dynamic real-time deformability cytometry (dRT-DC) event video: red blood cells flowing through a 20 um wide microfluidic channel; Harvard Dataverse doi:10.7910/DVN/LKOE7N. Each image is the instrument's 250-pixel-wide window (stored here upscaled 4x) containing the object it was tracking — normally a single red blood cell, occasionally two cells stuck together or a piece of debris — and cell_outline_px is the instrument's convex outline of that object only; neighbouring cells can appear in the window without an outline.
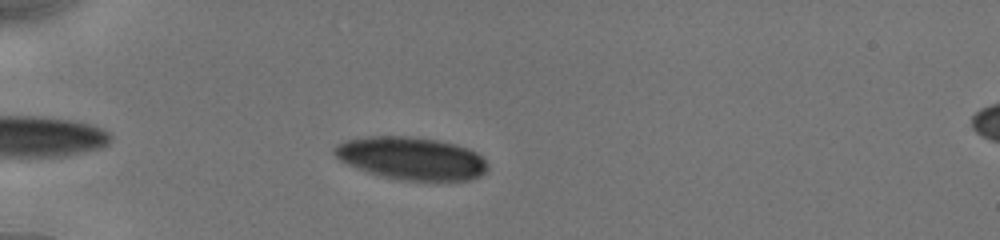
{"species": "human", "species_latin": "Homo sapiens", "temperature_condition": "cold", "stored_images_in_passage": 19, "camera_frame_rate_fps": 3000, "um_per_image_px": 0.085, "donor": {"sex": "male"}, "frame": {"image": 1, "passage_image": 5, "time_ms": 1.333, "image_size_px": [1000, 240], "cell_outline_px": [[488, 168], [480, 176], [472, 180], [400, 180], [380, 176], [368, 172], [348, 164], [340, 160], [332, 152], [332, 148], [336, 144], [344, 140], [368, 136], [408, 136], [436, 140], [456, 144], [468, 148], [476, 152], [488, 164]], "centroid_in_image_um": [34.94, 13.45], "position_along_channel_um": 50.1, "area_um2": 38.21}}
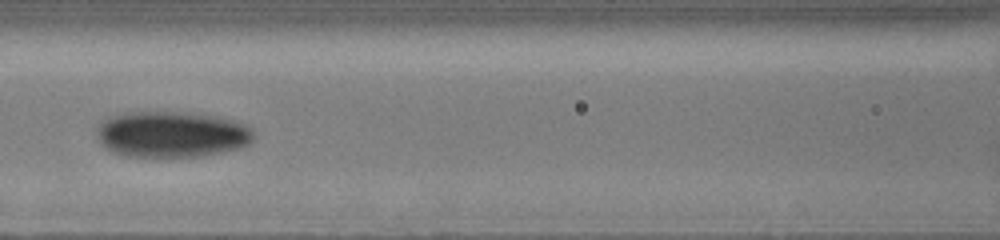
{"frame": {"image": 2, "passage_image": 15, "time_ms": 4.667, "image_size_px": [1000, 240], "cell_outline_px": [[256, 136], [244, 148], [224, 152], [200, 156], [124, 156], [112, 152], [104, 148], [100, 144], [96, 136], [96, 128], [100, 120], [108, 116], [124, 112], [180, 112], [224, 116], [244, 124], [252, 128]], "centroid_in_image_um": [14.58, 11.4], "position_along_channel_um": 152.0, "area_um2": 43.06}}
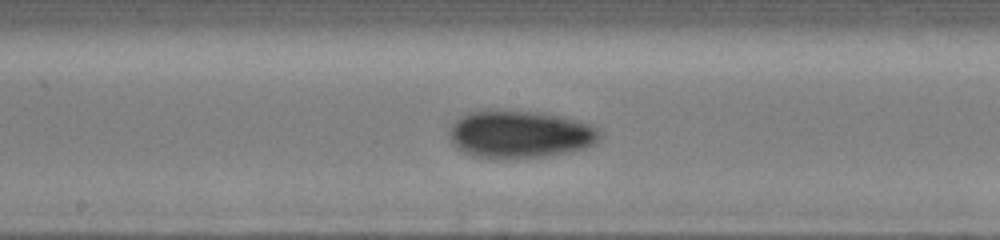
{"frame": {"image": 3, "passage_image": 19, "time_ms": 6.0, "image_size_px": [1000, 240], "cell_outline_px": [[600, 136], [596, 144], [584, 148], [568, 152], [544, 156], [472, 156], [456, 148], [448, 132], [448, 128], [460, 116], [468, 112], [488, 108], [496, 108], [544, 112], [576, 120], [600, 128]], "centroid_in_image_um": [44.18, 11.34], "position_along_channel_um": 204.0, "area_um2": 41.79}}